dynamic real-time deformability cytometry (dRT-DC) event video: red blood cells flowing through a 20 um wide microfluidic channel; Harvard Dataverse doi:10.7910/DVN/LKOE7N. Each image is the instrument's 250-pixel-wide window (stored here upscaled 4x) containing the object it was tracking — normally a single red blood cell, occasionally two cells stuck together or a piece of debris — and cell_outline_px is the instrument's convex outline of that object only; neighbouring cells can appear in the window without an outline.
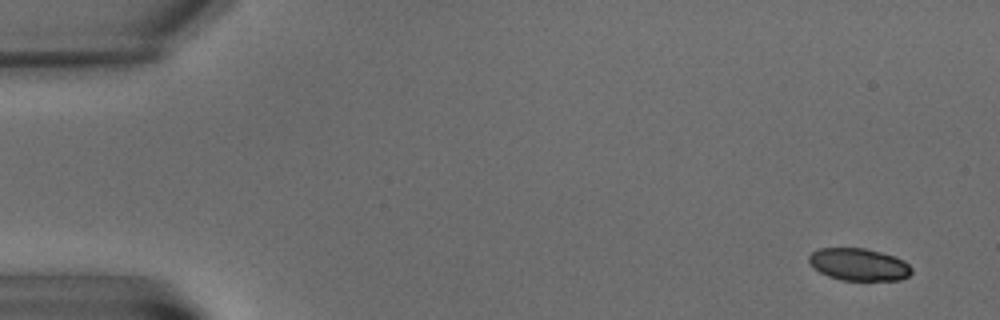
{"species": "common noctule bat (a hibernating species)", "species_latin": "Nyctalus noctula", "temperature_condition": "warm", "stored_images_in_passage": 6, "camera_frame_rate_fps": 3000, "um_per_image_px": 0.085, "animal": {"sex": "male", "body_mass_g": 15.6}, "frame": {"image": 1, "passage_image": 1, "time_ms": 0.0, "image_size_px": [1000, 320], "cell_outline_px": [[912, 272], [908, 276], [900, 280], [840, 280], [828, 276], [812, 268], [808, 260], [808, 256], [812, 252], [820, 248], [864, 248], [880, 252], [904, 260], [912, 268]], "centroid_in_image_um": [72.97, 22.48], "position_along_channel_um": 12.0, "area_um2": 19.36}}
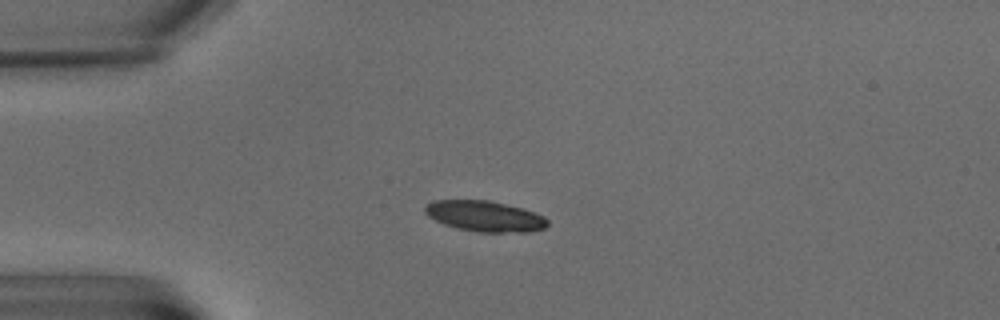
{"frame": {"image": 2, "passage_image": 5, "time_ms": 5.0, "image_size_px": [1000, 320], "cell_outline_px": [[548, 224], [544, 228], [528, 232], [480, 232], [456, 228], [444, 224], [428, 216], [424, 212], [424, 204], [432, 200], [488, 200], [524, 208], [544, 216], [548, 220]], "centroid_in_image_um": [41.19, 18.37], "position_along_channel_um": 43.8, "area_um2": 22.08}}